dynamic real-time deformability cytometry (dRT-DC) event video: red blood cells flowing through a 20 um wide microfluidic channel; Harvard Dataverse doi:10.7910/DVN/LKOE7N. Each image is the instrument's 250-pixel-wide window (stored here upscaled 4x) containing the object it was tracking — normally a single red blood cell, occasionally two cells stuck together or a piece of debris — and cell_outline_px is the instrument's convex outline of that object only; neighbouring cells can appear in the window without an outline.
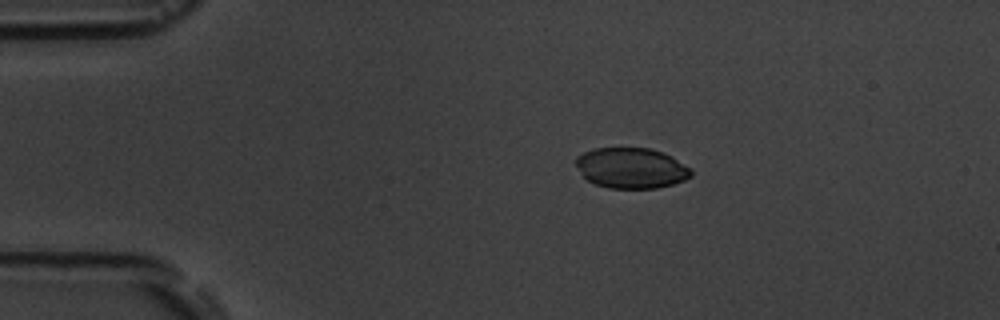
{"species": "common noctule bat (a hibernating species)", "species_latin": "Nyctalus noctula", "temperature_condition": "room temperature", "stored_images_in_passage": 4, "camera_frame_rate_fps": 3000, "um_per_image_px": 0.085, "animal": {"sex": "male", "body_mass_g": 19.5, "forearm_length_mm": 54.6}, "frame": {"image": 1, "passage_image": 3, "time_ms": 2.333, "image_size_px": [1000, 320], "cell_outline_px": [[692, 176], [684, 180], [672, 184], [656, 188], [608, 188], [596, 184], [588, 180], [584, 176], [576, 164], [576, 156], [592, 148], [652, 148], [664, 152], [672, 156], [692, 168]], "centroid_in_image_um": [53.69, 14.27], "position_along_channel_um": 31.3, "area_um2": 27.34}}